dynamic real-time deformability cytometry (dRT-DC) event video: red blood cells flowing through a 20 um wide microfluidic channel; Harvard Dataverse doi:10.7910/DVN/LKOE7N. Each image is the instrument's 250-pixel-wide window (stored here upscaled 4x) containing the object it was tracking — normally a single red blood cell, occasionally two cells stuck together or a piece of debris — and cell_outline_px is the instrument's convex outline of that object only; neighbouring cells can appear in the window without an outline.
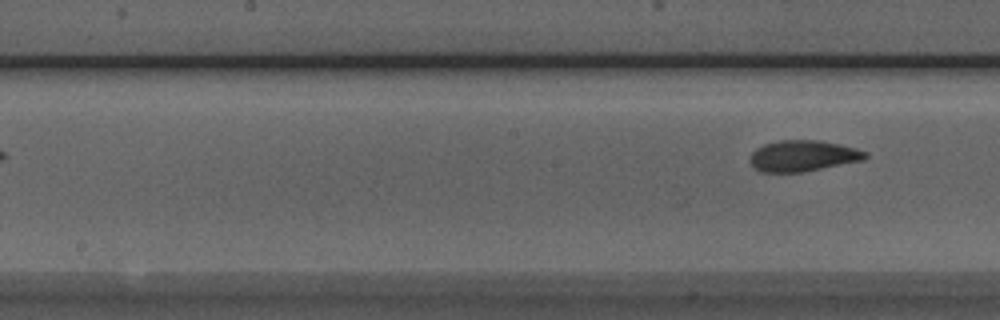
{"species": "Egyptian fruit bat (a non-hibernating species)", "species_latin": "Rousettus aegyptiacus", "temperature_condition": "room temperature", "stored_images_in_passage": 7, "segment_of_instrument_passage": [2, 2], "camera_frame_rate_fps": 3000, "um_per_image_px": 0.085, "animal": {"sex": "male"}, "frame": {"image": 1, "passage_image": 7, "time_ms": 8.0, "image_size_px": [1000, 320], "cell_outline_px": [[868, 156], [864, 160], [800, 172], [760, 172], [748, 160], [752, 152], [756, 148], [764, 144], [780, 140], [820, 140], [840, 144], [856, 148], [868, 152]], "centroid_in_image_um": [68.25, 13.24], "position_along_channel_um": 179.9, "area_um2": 20.87}}